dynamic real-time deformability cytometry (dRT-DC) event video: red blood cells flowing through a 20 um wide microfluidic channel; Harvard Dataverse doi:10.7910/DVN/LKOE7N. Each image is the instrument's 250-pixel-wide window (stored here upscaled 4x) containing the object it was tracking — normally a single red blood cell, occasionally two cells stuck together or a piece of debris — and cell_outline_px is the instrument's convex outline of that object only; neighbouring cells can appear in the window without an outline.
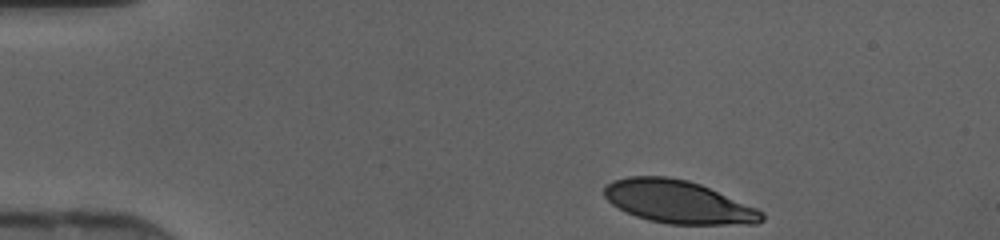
{"species": "human", "species_latin": "Homo sapiens", "temperature_condition": "cold", "stored_images_in_passage": 38, "camera_frame_rate_fps": 3000, "um_per_image_px": 0.085, "donor": {"sex": "female"}, "frame": {"image": 1, "passage_image": 1, "time_ms": 0.0, "image_size_px": [1000, 240], "cell_outline_px": [[764, 220], [756, 224], [668, 224], [648, 220], [636, 216], [612, 204], [604, 196], [604, 184], [612, 180], [628, 176], [668, 176], [688, 180], [700, 184], [756, 208], [764, 212]], "centroid_in_image_um": [57.63, 17.15], "position_along_channel_um": 27.4, "area_um2": 39.3}}
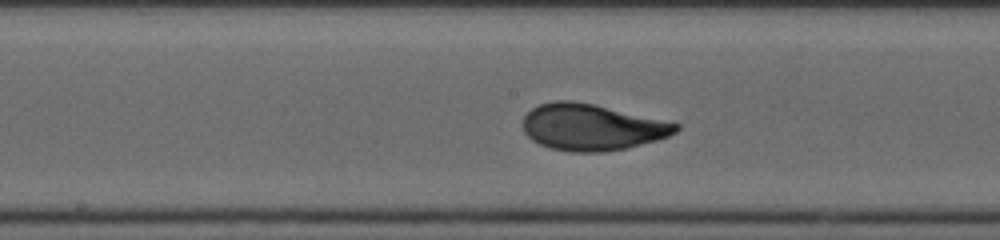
{"frame": {"image": 2, "passage_image": 18, "time_ms": 5.667, "image_size_px": [1000, 240], "cell_outline_px": [[680, 128], [676, 132], [668, 136], [656, 140], [624, 148], [600, 152], [572, 152], [552, 148], [540, 144], [532, 140], [524, 132], [524, 116], [532, 108], [540, 104], [552, 100], [572, 100], [592, 104], [680, 124]], "centroid_in_image_um": [50.27, 10.8], "position_along_channel_um": 197.9, "area_um2": 40.81}}
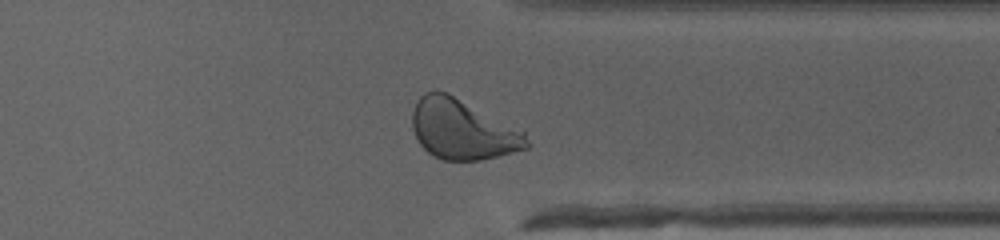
{"frame": {"image": 3, "passage_image": 30, "time_ms": 9.667, "image_size_px": [1000, 240], "cell_outline_px": [[532, 144], [528, 148], [480, 160], [444, 160], [432, 156], [420, 144], [412, 128], [412, 112], [420, 96], [424, 92], [436, 88], [448, 92], [524, 132]], "centroid_in_image_um": [39.28, 10.99], "position_along_channel_um": 372.1, "area_um2": 40.0}}